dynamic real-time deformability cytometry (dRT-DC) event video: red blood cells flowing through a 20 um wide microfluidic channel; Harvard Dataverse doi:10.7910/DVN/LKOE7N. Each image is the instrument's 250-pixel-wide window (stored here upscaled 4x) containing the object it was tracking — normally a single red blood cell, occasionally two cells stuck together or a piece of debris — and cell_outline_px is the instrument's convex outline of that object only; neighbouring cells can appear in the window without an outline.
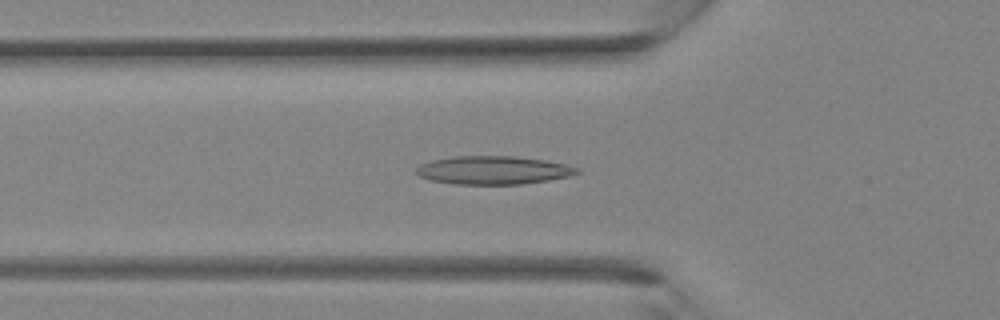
{"species": "Egyptian fruit bat (a non-hibernating species)", "species_latin": "Rousettus aegyptiacus", "temperature_condition": "room temperature", "stored_images_in_passage": 30, "camera_frame_rate_fps": 3000, "um_per_image_px": 0.085, "animal": {"sex": "female"}, "frame": {"image": 1, "passage_image": 6, "time_ms": 1.667, "image_size_px": [1000, 320], "cell_outline_px": [[580, 172], [568, 176], [548, 180], [520, 184], [456, 184], [428, 180], [420, 176], [416, 172], [416, 168], [420, 164], [432, 160], [452, 156], [516, 156], [548, 160], [580, 168]], "centroid_in_image_um": [41.92, 14.46], "position_along_channel_um": 83.9, "area_um2": 26.59}}
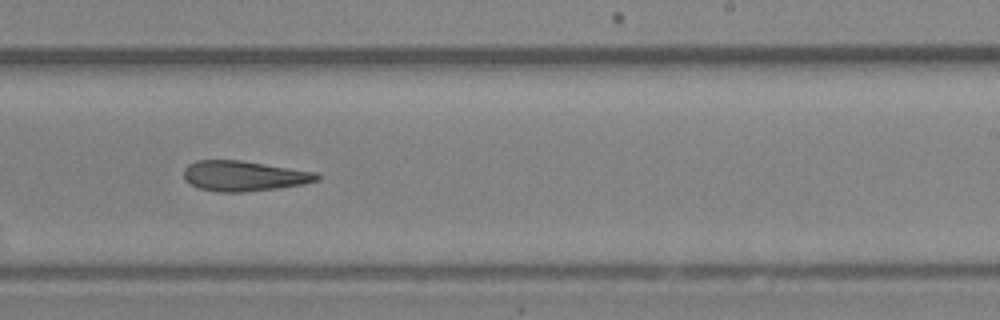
{"frame": {"image": 2, "passage_image": 16, "time_ms": 5.0, "image_size_px": [1000, 320], "cell_outline_px": [[320, 180], [304, 184], [276, 188], [240, 192], [220, 192], [200, 188], [184, 180], [184, 168], [188, 164], [196, 160], [244, 160], [316, 172], [320, 176]], "centroid_in_image_um": [20.74, 14.94], "position_along_channel_um": 268.3, "area_um2": 23.52}}
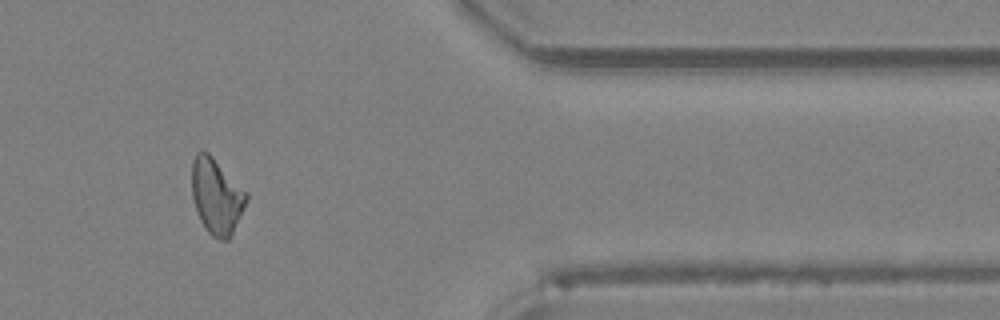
{"frame": {"image": 3, "passage_image": 24, "time_ms": 7.667, "image_size_px": [1000, 320], "cell_outline_px": [[248, 200], [228, 240], [220, 240], [212, 236], [208, 232], [200, 220], [192, 196], [192, 160], [196, 152], [208, 152], [248, 192]], "centroid_in_image_um": [18.41, 16.66], "position_along_channel_um": 393.0, "area_um2": 23.87}}